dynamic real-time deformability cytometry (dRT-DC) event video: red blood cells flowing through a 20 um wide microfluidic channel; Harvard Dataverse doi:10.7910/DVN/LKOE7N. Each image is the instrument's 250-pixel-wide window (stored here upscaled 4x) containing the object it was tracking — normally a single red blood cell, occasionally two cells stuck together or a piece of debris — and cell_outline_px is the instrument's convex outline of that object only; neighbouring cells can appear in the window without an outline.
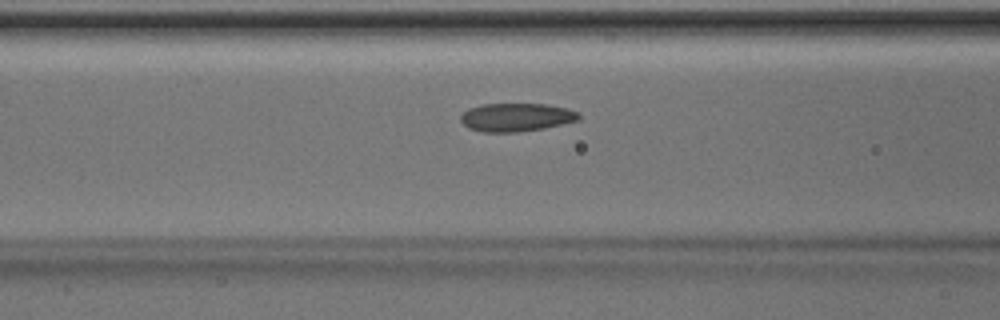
{"species": "Egyptian fruit bat (a non-hibernating species)", "species_latin": "Rousettus aegyptiacus", "temperature_condition": "room temperature", "stored_images_in_passage": 35, "camera_frame_rate_fps": 3000, "um_per_image_px": 0.085, "animal": {"sex": "male"}, "frame": {"image": 1, "passage_image": 14, "time_ms": 4.333, "image_size_px": [1000, 320], "cell_outline_px": [[580, 116], [576, 120], [544, 128], [516, 132], [480, 132], [468, 128], [460, 120], [460, 116], [468, 108], [484, 104], [548, 104], [568, 108], [580, 112]], "centroid_in_image_um": [43.86, 9.96], "position_along_channel_um": 122.7, "area_um2": 19.48}}
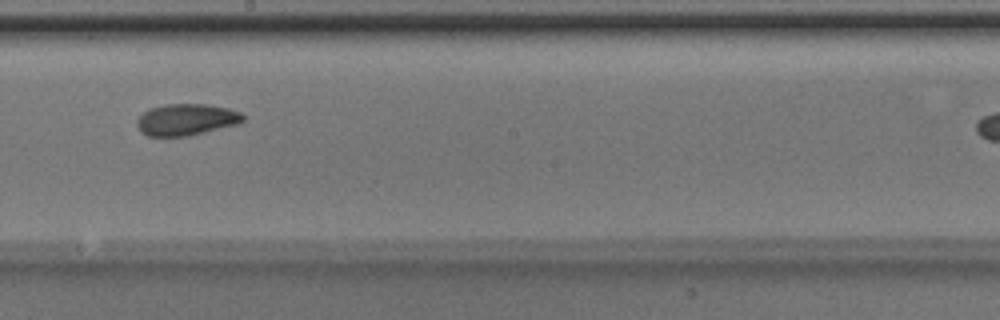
{"frame": {"image": 2, "passage_image": 22, "time_ms": 7.0, "image_size_px": [1000, 320], "cell_outline_px": [[244, 120], [236, 124], [188, 136], [148, 136], [140, 132], [136, 124], [136, 120], [144, 112], [152, 108], [168, 104], [204, 104], [228, 108], [240, 112], [244, 116]], "centroid_in_image_um": [15.81, 10.17], "position_along_channel_um": 232.4, "area_um2": 19.31}}
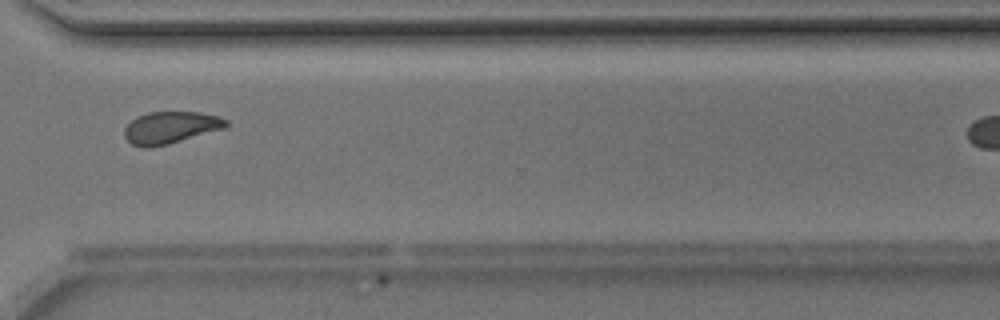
{"frame": {"image": 3, "passage_image": 31, "time_ms": 10.0, "image_size_px": [1000, 320], "cell_outline_px": [[228, 124], [224, 128], [168, 144], [148, 148], [144, 148], [132, 144], [124, 136], [124, 128], [136, 116], [148, 112], [200, 112], [216, 116], [228, 120]], "centroid_in_image_um": [14.46, 10.84], "position_along_channel_um": 356.1, "area_um2": 18.84}}